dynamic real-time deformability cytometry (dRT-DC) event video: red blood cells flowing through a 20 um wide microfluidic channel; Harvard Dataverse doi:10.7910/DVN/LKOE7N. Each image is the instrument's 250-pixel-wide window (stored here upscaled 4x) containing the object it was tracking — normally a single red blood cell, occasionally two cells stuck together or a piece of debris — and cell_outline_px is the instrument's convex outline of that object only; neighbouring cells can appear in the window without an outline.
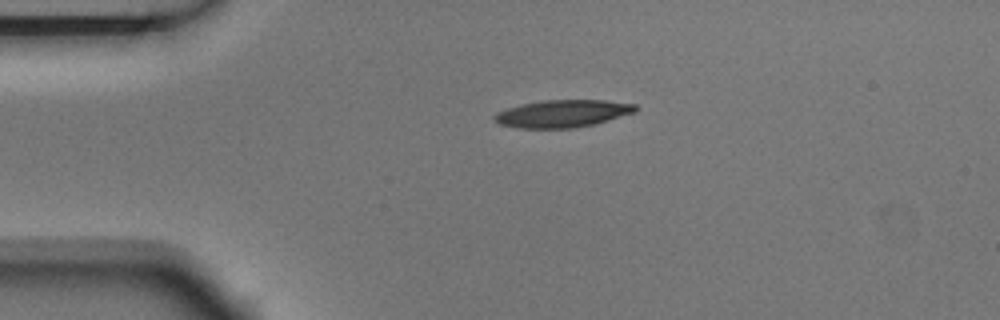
{"species": "Egyptian fruit bat (a non-hibernating species)", "species_latin": "Rousettus aegyptiacus", "temperature_condition": "room temperature", "stored_images_in_passage": 2, "camera_frame_rate_fps": 3000, "um_per_image_px": 0.085, "animal": {"sex": "male"}, "frame": {"image": 1, "passage_image": 1, "time_ms": 0.0, "image_size_px": [1000, 320], "cell_outline_px": [[640, 108], [636, 112], [596, 124], [572, 128], [520, 128], [500, 124], [492, 120], [492, 116], [496, 112], [508, 108], [524, 104], [544, 100], [604, 100], [636, 104]], "centroid_in_image_um": [47.85, 9.66], "position_along_channel_um": 37.1, "area_um2": 22.66}}